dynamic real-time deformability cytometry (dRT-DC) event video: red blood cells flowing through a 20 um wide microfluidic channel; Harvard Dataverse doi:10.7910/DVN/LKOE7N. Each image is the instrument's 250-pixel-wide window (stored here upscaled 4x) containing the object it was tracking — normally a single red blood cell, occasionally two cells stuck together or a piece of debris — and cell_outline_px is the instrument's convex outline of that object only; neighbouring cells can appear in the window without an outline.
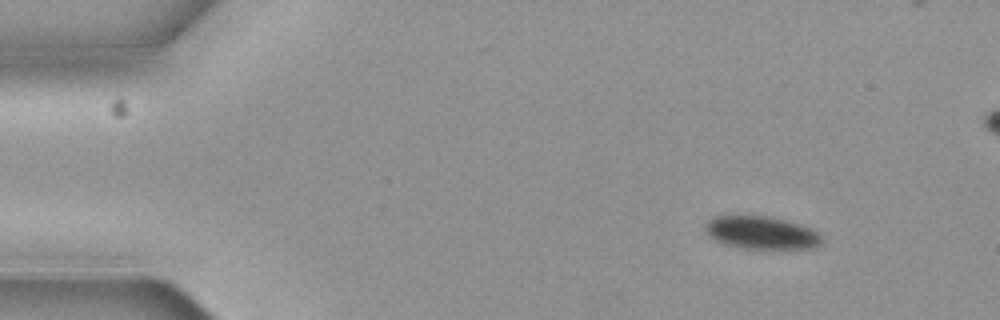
{"species": "common noctule bat (a hibernating species)", "species_latin": "Nyctalus noctula", "temperature_condition": "cold", "stored_images_in_passage": 5, "camera_frame_rate_fps": 3000, "um_per_image_px": 0.085, "animal": {"sex": "female", "body_mass_g": 19.3, "forearm_length_mm": 54.1}, "frame": {"image": 1, "passage_image": 1, "time_ms": 0.0, "image_size_px": [1000, 320], "cell_outline_px": [[820, 244], [812, 248], [744, 248], [724, 244], [708, 236], [704, 228], [704, 224], [708, 220], [716, 216], [768, 216], [800, 224], [816, 232], [820, 236]], "centroid_in_image_um": [64.65, 19.77], "position_along_channel_um": 20.4, "area_um2": 21.91}}